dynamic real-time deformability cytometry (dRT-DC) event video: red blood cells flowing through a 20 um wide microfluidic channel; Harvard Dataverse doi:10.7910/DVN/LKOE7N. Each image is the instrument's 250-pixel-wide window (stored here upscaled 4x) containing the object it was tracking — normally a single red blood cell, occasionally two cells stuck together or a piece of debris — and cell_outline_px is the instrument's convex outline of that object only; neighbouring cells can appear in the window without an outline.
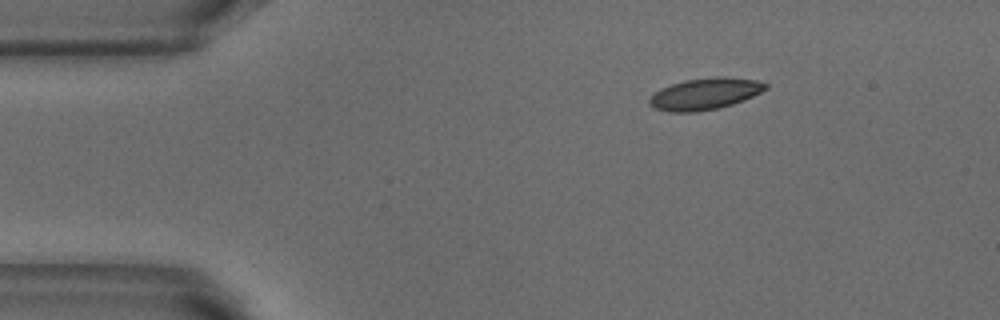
{"species": "common noctule bat (a hibernating species)", "species_latin": "Nyctalus noctula", "temperature_condition": "warm", "stored_images_in_passage": 4, "camera_frame_rate_fps": 3000, "um_per_image_px": 0.085, "animal": {"sex": "male", "body_mass_g": 18.8}, "frame": {"image": 1, "passage_image": 1, "time_ms": 0.0, "image_size_px": [1000, 320], "cell_outline_px": [[768, 88], [744, 100], [732, 104], [716, 108], [696, 112], [668, 112], [652, 108], [648, 104], [648, 100], [660, 88], [684, 80], [716, 76], [724, 76], [756, 80], [768, 84]], "centroid_in_image_um": [59.89, 7.97], "position_along_channel_um": 25.1, "area_um2": 21.44}}
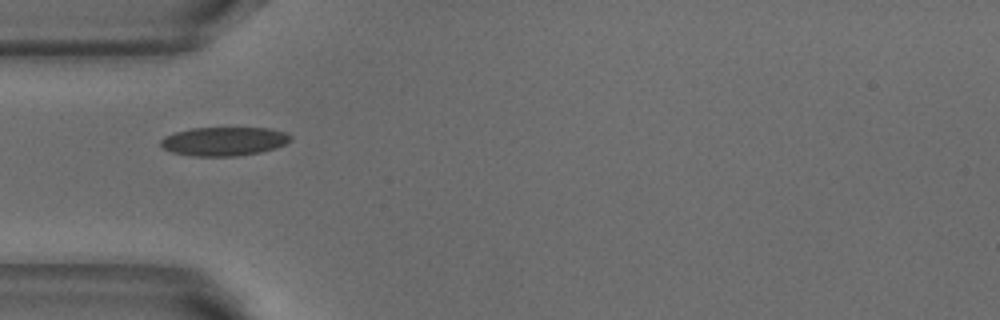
{"frame": {"image": 2, "passage_image": 3, "time_ms": 0.667, "image_size_px": [1000, 320], "cell_outline_px": [[292, 140], [276, 148], [260, 152], [236, 156], [192, 156], [172, 152], [164, 148], [160, 144], [160, 140], [164, 136], [172, 132], [192, 128], [268, 128], [284, 132], [292, 136]], "centroid_in_image_um": [19.02, 12.01], "position_along_channel_um": 66.0, "area_um2": 21.85}}
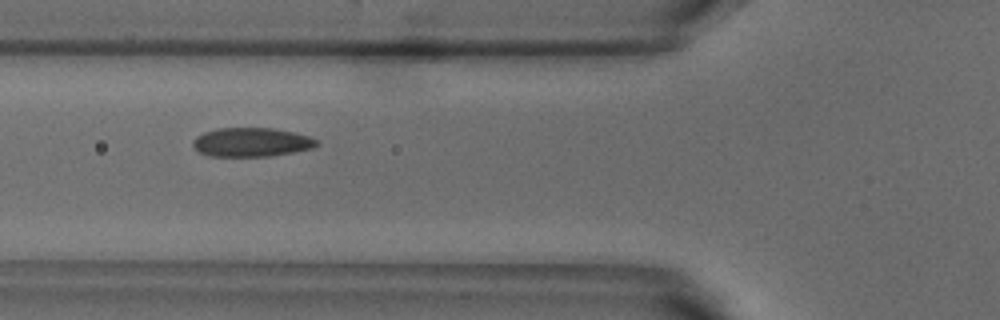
{"frame": {"image": 3, "passage_image": 4, "time_ms": 1.0, "image_size_px": [1000, 320], "cell_outline_px": [[320, 144], [312, 148], [272, 156], [212, 156], [200, 152], [192, 144], [192, 140], [196, 136], [204, 132], [216, 128], [272, 128], [292, 132], [308, 136], [316, 140]], "centroid_in_image_um": [21.36, 12.08], "position_along_channel_um": 104.4, "area_um2": 20.75}}